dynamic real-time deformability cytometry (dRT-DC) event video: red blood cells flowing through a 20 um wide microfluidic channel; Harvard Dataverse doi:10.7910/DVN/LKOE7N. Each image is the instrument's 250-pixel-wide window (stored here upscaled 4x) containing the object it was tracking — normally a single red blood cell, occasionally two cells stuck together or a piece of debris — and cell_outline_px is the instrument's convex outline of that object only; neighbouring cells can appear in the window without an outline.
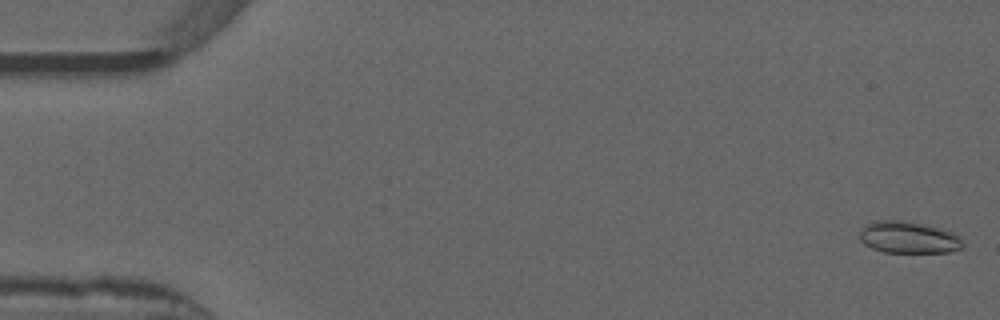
{"species": "common noctule bat (a hibernating species)", "species_latin": "Nyctalus noctula", "temperature_condition": "warm", "stored_images_in_passage": 15, "camera_frame_rate_fps": 3000, "um_per_image_px": 0.085, "animal": {"sex": "male", "forearm_length_mm": 52.5}, "frame": {"image": 1, "passage_image": 1, "time_ms": 0.0, "image_size_px": [1000, 320], "cell_outline_px": [[964, 248], [948, 252], [884, 252], [872, 248], [864, 244], [860, 240], [860, 232], [868, 224], [876, 220], [896, 220], [920, 224], [940, 228], [952, 232], [964, 244]], "centroid_in_image_um": [77.22, 20.19], "position_along_channel_um": 7.8, "area_um2": 18.79}}
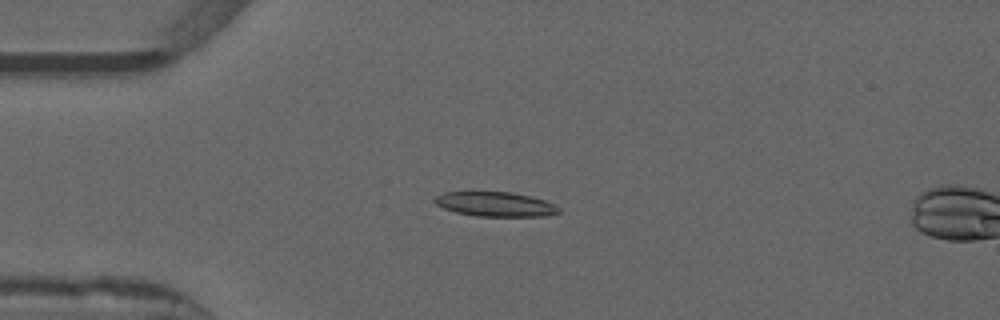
{"frame": {"image": 2, "passage_image": 13, "time_ms": 4.0, "image_size_px": [1000, 320], "cell_outline_px": [[560, 212], [544, 216], [476, 216], [456, 212], [444, 208], [436, 204], [432, 200], [436, 196], [444, 192], [472, 188], [512, 192], [544, 200], [560, 208]], "centroid_in_image_um": [41.99, 17.29], "position_along_channel_um": 43.0, "area_um2": 18.55}}